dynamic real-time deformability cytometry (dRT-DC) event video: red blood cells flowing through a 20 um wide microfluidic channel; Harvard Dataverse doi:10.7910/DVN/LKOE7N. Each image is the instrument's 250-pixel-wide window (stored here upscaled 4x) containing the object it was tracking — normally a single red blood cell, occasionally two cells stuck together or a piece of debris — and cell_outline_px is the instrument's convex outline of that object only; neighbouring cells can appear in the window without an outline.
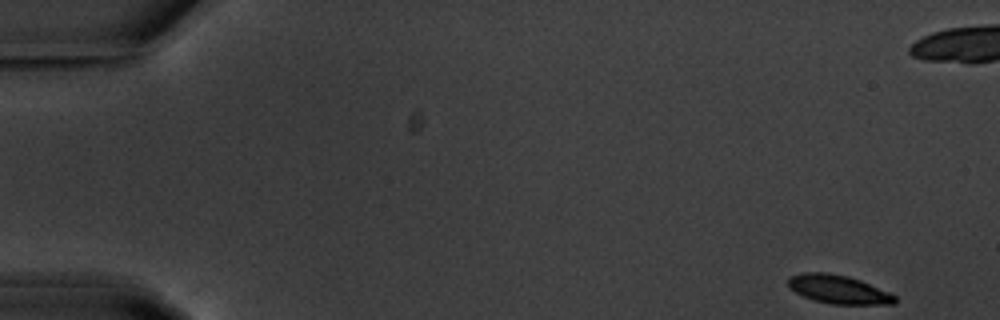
{"species": "common noctule bat (a hibernating species)", "species_latin": "Nyctalus noctula", "temperature_condition": "warm", "stored_images_in_passage": 13, "camera_frame_rate_fps": 3000, "um_per_image_px": 0.085, "animal": {"sex": "male", "body_mass_g": 20.1, "forearm_length_mm": 53.5}, "frame": {"image": 1, "passage_image": 1, "time_ms": 0.0, "image_size_px": [1000, 320], "cell_outline_px": [[896, 304], [832, 304], [812, 300], [788, 288], [788, 276], [804, 272], [828, 272], [848, 276], [860, 280], [888, 292], [896, 296]], "centroid_in_image_um": [71.23, 24.59], "position_along_channel_um": 13.8, "area_um2": 17.8}}